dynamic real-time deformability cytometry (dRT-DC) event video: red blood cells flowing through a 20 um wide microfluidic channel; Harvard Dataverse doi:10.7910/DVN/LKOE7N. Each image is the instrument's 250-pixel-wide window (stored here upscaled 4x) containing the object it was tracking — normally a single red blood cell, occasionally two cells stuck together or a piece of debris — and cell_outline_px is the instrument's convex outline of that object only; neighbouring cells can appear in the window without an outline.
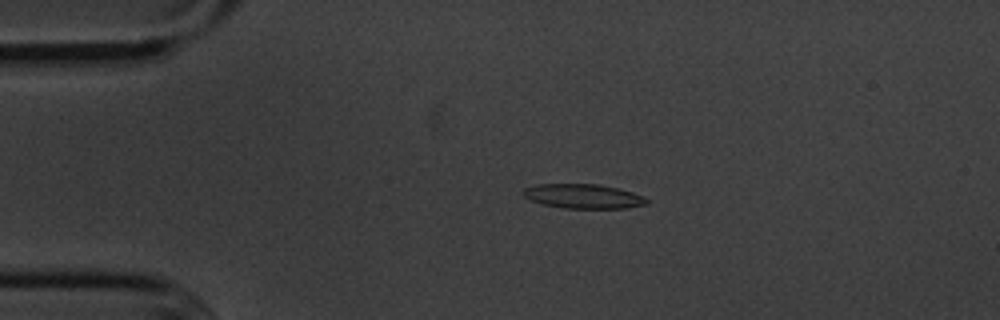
{"species": "common noctule bat (a hibernating species)", "species_latin": "Nyctalus noctula", "temperature_condition": "cold", "stored_images_in_passage": 49, "camera_frame_rate_fps": 3000, "um_per_image_px": 0.085, "animal": {"sex": "male", "body_mass_g": 20.1, "forearm_length_mm": 53.5}, "frame": {"image": 1, "passage_image": 5, "time_ms": 1.333, "image_size_px": [1000, 320], "cell_outline_px": [[648, 204], [628, 208], [564, 208], [544, 204], [532, 200], [524, 196], [524, 188], [536, 184], [600, 184], [620, 188], [644, 196], [648, 200]], "centroid_in_image_um": [49.64, 16.67], "position_along_channel_um": 35.4, "area_um2": 17.57}}
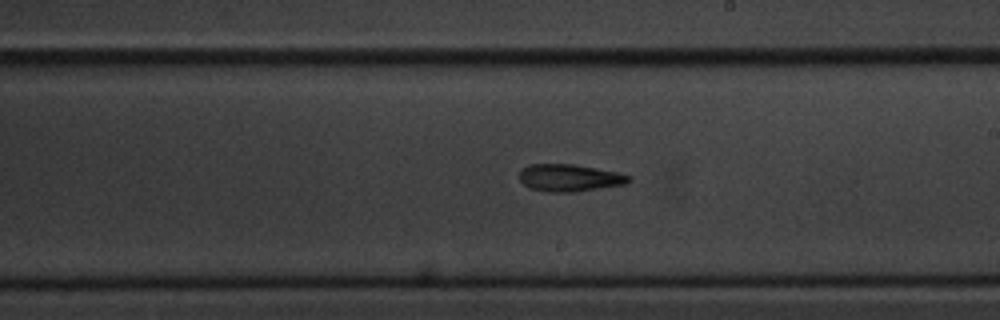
{"frame": {"image": 2, "passage_image": 25, "time_ms": 8.0, "image_size_px": [1000, 320], "cell_outline_px": [[632, 180], [624, 184], [576, 192], [544, 192], [528, 188], [520, 180], [520, 168], [528, 164], [572, 164], [596, 168], [616, 172], [632, 176]], "centroid_in_image_um": [48.37, 15.12], "position_along_channel_um": 240.6, "area_um2": 17.51}}
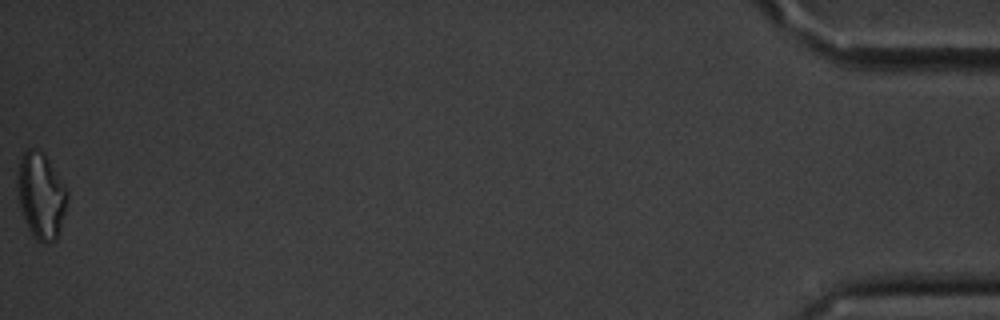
{"frame": {"image": 3, "passage_image": 49, "time_ms": 16.0, "image_size_px": [1000, 320], "cell_outline_px": [[68, 200], [60, 228], [56, 240], [48, 244], [44, 244], [36, 240], [32, 236], [28, 228], [20, 208], [16, 188], [16, 180], [20, 156], [28, 148], [36, 148], [44, 152], [64, 184], [68, 192]], "centroid_in_image_um": [3.47, 16.62], "position_along_channel_um": 431.7, "area_um2": 25.49}, "authors_computed_cell_mechanics": {"area_um2": 17.7446, "velocity_mm_per_s": 3.6028, "shape_relaxation_time_tau1_ms": 6.7237, "shape_relaxation_time_tau2_ms": null, "deformation_change_tau1": 0.1976, "deformation_change_tau2": null}}